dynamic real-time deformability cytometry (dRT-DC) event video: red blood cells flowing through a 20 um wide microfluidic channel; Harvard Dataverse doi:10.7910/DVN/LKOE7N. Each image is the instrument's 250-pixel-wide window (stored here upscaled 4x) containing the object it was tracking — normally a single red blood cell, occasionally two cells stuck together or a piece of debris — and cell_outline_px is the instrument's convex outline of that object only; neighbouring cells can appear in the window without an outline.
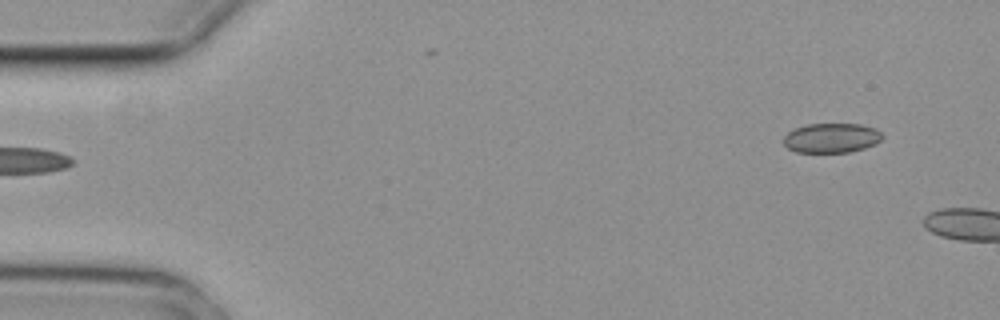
{"species": "common noctule bat (a hibernating species)", "species_latin": "Nyctalus noctula", "temperature_condition": "cold", "stored_images_in_passage": 6, "segment_of_instrument_passage": [2, 2], "camera_frame_rate_fps": 3000, "um_per_image_px": 0.085, "animal": {"sex": "female", "body_mass_g": 29.2, "forearm_length_mm": 56.3}, "frame": {"image": 1, "passage_image": 6, "time_ms": 1.667, "image_size_px": [1000, 320], "cell_outline_px": [[884, 136], [876, 144], [864, 148], [848, 152], [796, 152], [788, 148], [784, 144], [784, 136], [788, 132], [796, 128], [808, 124], [860, 124], [876, 128]], "centroid_in_image_um": [70.69, 11.72], "position_along_channel_um": 14.3, "area_um2": 16.99}}